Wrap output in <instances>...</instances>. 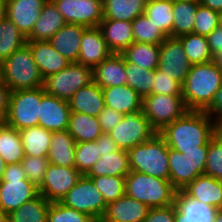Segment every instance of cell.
Wrapping results in <instances>:
<instances>
[{"label": "cell", "mask_w": 222, "mask_h": 222, "mask_svg": "<svg viewBox=\"0 0 222 222\" xmlns=\"http://www.w3.org/2000/svg\"><path fill=\"white\" fill-rule=\"evenodd\" d=\"M47 0H6V17L27 38L39 18Z\"/></svg>", "instance_id": "obj_16"}, {"label": "cell", "mask_w": 222, "mask_h": 222, "mask_svg": "<svg viewBox=\"0 0 222 222\" xmlns=\"http://www.w3.org/2000/svg\"><path fill=\"white\" fill-rule=\"evenodd\" d=\"M70 113L68 101L45 93L41 99L38 126L51 132L67 130Z\"/></svg>", "instance_id": "obj_17"}, {"label": "cell", "mask_w": 222, "mask_h": 222, "mask_svg": "<svg viewBox=\"0 0 222 222\" xmlns=\"http://www.w3.org/2000/svg\"><path fill=\"white\" fill-rule=\"evenodd\" d=\"M130 172L128 151L120 149L119 151L103 154L86 176H127Z\"/></svg>", "instance_id": "obj_30"}, {"label": "cell", "mask_w": 222, "mask_h": 222, "mask_svg": "<svg viewBox=\"0 0 222 222\" xmlns=\"http://www.w3.org/2000/svg\"><path fill=\"white\" fill-rule=\"evenodd\" d=\"M207 161H191L183 153L168 147L169 181L177 190H183L195 178L204 175Z\"/></svg>", "instance_id": "obj_15"}, {"label": "cell", "mask_w": 222, "mask_h": 222, "mask_svg": "<svg viewBox=\"0 0 222 222\" xmlns=\"http://www.w3.org/2000/svg\"><path fill=\"white\" fill-rule=\"evenodd\" d=\"M175 221V204L150 208L148 215L143 222H174Z\"/></svg>", "instance_id": "obj_51"}, {"label": "cell", "mask_w": 222, "mask_h": 222, "mask_svg": "<svg viewBox=\"0 0 222 222\" xmlns=\"http://www.w3.org/2000/svg\"><path fill=\"white\" fill-rule=\"evenodd\" d=\"M0 156L6 164H19L25 157L19 130L0 122Z\"/></svg>", "instance_id": "obj_32"}, {"label": "cell", "mask_w": 222, "mask_h": 222, "mask_svg": "<svg viewBox=\"0 0 222 222\" xmlns=\"http://www.w3.org/2000/svg\"><path fill=\"white\" fill-rule=\"evenodd\" d=\"M105 106L121 114L142 111V98L128 84L102 88Z\"/></svg>", "instance_id": "obj_26"}, {"label": "cell", "mask_w": 222, "mask_h": 222, "mask_svg": "<svg viewBox=\"0 0 222 222\" xmlns=\"http://www.w3.org/2000/svg\"><path fill=\"white\" fill-rule=\"evenodd\" d=\"M71 112L98 116L105 108L102 89L94 82L81 87L69 100Z\"/></svg>", "instance_id": "obj_27"}, {"label": "cell", "mask_w": 222, "mask_h": 222, "mask_svg": "<svg viewBox=\"0 0 222 222\" xmlns=\"http://www.w3.org/2000/svg\"><path fill=\"white\" fill-rule=\"evenodd\" d=\"M44 94L43 86L36 89L11 91L9 111L4 122L19 131L38 126L41 99Z\"/></svg>", "instance_id": "obj_7"}, {"label": "cell", "mask_w": 222, "mask_h": 222, "mask_svg": "<svg viewBox=\"0 0 222 222\" xmlns=\"http://www.w3.org/2000/svg\"><path fill=\"white\" fill-rule=\"evenodd\" d=\"M150 207L126 194L107 204L103 222H143Z\"/></svg>", "instance_id": "obj_19"}, {"label": "cell", "mask_w": 222, "mask_h": 222, "mask_svg": "<svg viewBox=\"0 0 222 222\" xmlns=\"http://www.w3.org/2000/svg\"><path fill=\"white\" fill-rule=\"evenodd\" d=\"M128 155L131 171L169 181L168 146L159 133L129 149Z\"/></svg>", "instance_id": "obj_4"}, {"label": "cell", "mask_w": 222, "mask_h": 222, "mask_svg": "<svg viewBox=\"0 0 222 222\" xmlns=\"http://www.w3.org/2000/svg\"><path fill=\"white\" fill-rule=\"evenodd\" d=\"M21 164L25 170L27 179L36 187H40L45 176V172L50 164L48 157H36L25 155Z\"/></svg>", "instance_id": "obj_47"}, {"label": "cell", "mask_w": 222, "mask_h": 222, "mask_svg": "<svg viewBox=\"0 0 222 222\" xmlns=\"http://www.w3.org/2000/svg\"><path fill=\"white\" fill-rule=\"evenodd\" d=\"M66 24L63 15L52 0H47L40 11L39 18L34 25L27 41H49Z\"/></svg>", "instance_id": "obj_25"}, {"label": "cell", "mask_w": 222, "mask_h": 222, "mask_svg": "<svg viewBox=\"0 0 222 222\" xmlns=\"http://www.w3.org/2000/svg\"><path fill=\"white\" fill-rule=\"evenodd\" d=\"M6 165H7V164L5 163V161L3 160V158L0 156V181H1L2 178H3Z\"/></svg>", "instance_id": "obj_61"}, {"label": "cell", "mask_w": 222, "mask_h": 222, "mask_svg": "<svg viewBox=\"0 0 222 222\" xmlns=\"http://www.w3.org/2000/svg\"><path fill=\"white\" fill-rule=\"evenodd\" d=\"M191 65L179 38L167 37L160 45L158 69L170 78L183 84Z\"/></svg>", "instance_id": "obj_14"}, {"label": "cell", "mask_w": 222, "mask_h": 222, "mask_svg": "<svg viewBox=\"0 0 222 222\" xmlns=\"http://www.w3.org/2000/svg\"><path fill=\"white\" fill-rule=\"evenodd\" d=\"M175 215L182 221L213 222L216 208L187 197L182 191L175 195Z\"/></svg>", "instance_id": "obj_28"}, {"label": "cell", "mask_w": 222, "mask_h": 222, "mask_svg": "<svg viewBox=\"0 0 222 222\" xmlns=\"http://www.w3.org/2000/svg\"><path fill=\"white\" fill-rule=\"evenodd\" d=\"M147 0H103V19L132 22L144 14Z\"/></svg>", "instance_id": "obj_33"}, {"label": "cell", "mask_w": 222, "mask_h": 222, "mask_svg": "<svg viewBox=\"0 0 222 222\" xmlns=\"http://www.w3.org/2000/svg\"><path fill=\"white\" fill-rule=\"evenodd\" d=\"M222 86V71L212 62L192 64L182 84V97L188 110L203 111Z\"/></svg>", "instance_id": "obj_2"}, {"label": "cell", "mask_w": 222, "mask_h": 222, "mask_svg": "<svg viewBox=\"0 0 222 222\" xmlns=\"http://www.w3.org/2000/svg\"><path fill=\"white\" fill-rule=\"evenodd\" d=\"M203 111L215 124L222 123V86L214 94L211 103Z\"/></svg>", "instance_id": "obj_52"}, {"label": "cell", "mask_w": 222, "mask_h": 222, "mask_svg": "<svg viewBox=\"0 0 222 222\" xmlns=\"http://www.w3.org/2000/svg\"><path fill=\"white\" fill-rule=\"evenodd\" d=\"M81 176L75 167L56 166L50 163L38 188L39 194L49 202H60Z\"/></svg>", "instance_id": "obj_13"}, {"label": "cell", "mask_w": 222, "mask_h": 222, "mask_svg": "<svg viewBox=\"0 0 222 222\" xmlns=\"http://www.w3.org/2000/svg\"><path fill=\"white\" fill-rule=\"evenodd\" d=\"M67 24L98 27L103 20V0H52Z\"/></svg>", "instance_id": "obj_12"}, {"label": "cell", "mask_w": 222, "mask_h": 222, "mask_svg": "<svg viewBox=\"0 0 222 222\" xmlns=\"http://www.w3.org/2000/svg\"><path fill=\"white\" fill-rule=\"evenodd\" d=\"M24 148L28 156L47 157L51 143L52 132L41 126L25 128L19 131Z\"/></svg>", "instance_id": "obj_34"}, {"label": "cell", "mask_w": 222, "mask_h": 222, "mask_svg": "<svg viewBox=\"0 0 222 222\" xmlns=\"http://www.w3.org/2000/svg\"><path fill=\"white\" fill-rule=\"evenodd\" d=\"M6 17V0H0V21Z\"/></svg>", "instance_id": "obj_60"}, {"label": "cell", "mask_w": 222, "mask_h": 222, "mask_svg": "<svg viewBox=\"0 0 222 222\" xmlns=\"http://www.w3.org/2000/svg\"><path fill=\"white\" fill-rule=\"evenodd\" d=\"M47 222H96L89 215L66 207L60 202H50Z\"/></svg>", "instance_id": "obj_45"}, {"label": "cell", "mask_w": 222, "mask_h": 222, "mask_svg": "<svg viewBox=\"0 0 222 222\" xmlns=\"http://www.w3.org/2000/svg\"><path fill=\"white\" fill-rule=\"evenodd\" d=\"M127 84L135 90L141 98L150 95L155 83V70H147L125 60Z\"/></svg>", "instance_id": "obj_41"}, {"label": "cell", "mask_w": 222, "mask_h": 222, "mask_svg": "<svg viewBox=\"0 0 222 222\" xmlns=\"http://www.w3.org/2000/svg\"><path fill=\"white\" fill-rule=\"evenodd\" d=\"M179 39L183 44L186 57L191 64L212 61V54L206 36L190 33L179 37Z\"/></svg>", "instance_id": "obj_40"}, {"label": "cell", "mask_w": 222, "mask_h": 222, "mask_svg": "<svg viewBox=\"0 0 222 222\" xmlns=\"http://www.w3.org/2000/svg\"><path fill=\"white\" fill-rule=\"evenodd\" d=\"M67 131L76 143L96 141L103 133L98 117L79 112H71Z\"/></svg>", "instance_id": "obj_31"}, {"label": "cell", "mask_w": 222, "mask_h": 222, "mask_svg": "<svg viewBox=\"0 0 222 222\" xmlns=\"http://www.w3.org/2000/svg\"><path fill=\"white\" fill-rule=\"evenodd\" d=\"M95 142L99 146L100 156L120 150V148L112 139L109 133L103 132L102 135Z\"/></svg>", "instance_id": "obj_53"}, {"label": "cell", "mask_w": 222, "mask_h": 222, "mask_svg": "<svg viewBox=\"0 0 222 222\" xmlns=\"http://www.w3.org/2000/svg\"><path fill=\"white\" fill-rule=\"evenodd\" d=\"M100 157L99 146L95 141L76 143L74 167L86 175Z\"/></svg>", "instance_id": "obj_44"}, {"label": "cell", "mask_w": 222, "mask_h": 222, "mask_svg": "<svg viewBox=\"0 0 222 222\" xmlns=\"http://www.w3.org/2000/svg\"><path fill=\"white\" fill-rule=\"evenodd\" d=\"M93 82L101 89L127 84L125 58L122 54L112 53L93 68Z\"/></svg>", "instance_id": "obj_21"}, {"label": "cell", "mask_w": 222, "mask_h": 222, "mask_svg": "<svg viewBox=\"0 0 222 222\" xmlns=\"http://www.w3.org/2000/svg\"><path fill=\"white\" fill-rule=\"evenodd\" d=\"M204 175L222 181V145L215 137L208 144Z\"/></svg>", "instance_id": "obj_48"}, {"label": "cell", "mask_w": 222, "mask_h": 222, "mask_svg": "<svg viewBox=\"0 0 222 222\" xmlns=\"http://www.w3.org/2000/svg\"><path fill=\"white\" fill-rule=\"evenodd\" d=\"M0 82H3V62L0 61Z\"/></svg>", "instance_id": "obj_64"}, {"label": "cell", "mask_w": 222, "mask_h": 222, "mask_svg": "<svg viewBox=\"0 0 222 222\" xmlns=\"http://www.w3.org/2000/svg\"><path fill=\"white\" fill-rule=\"evenodd\" d=\"M177 190L168 180L131 171L125 178V194L150 208L174 204Z\"/></svg>", "instance_id": "obj_3"}, {"label": "cell", "mask_w": 222, "mask_h": 222, "mask_svg": "<svg viewBox=\"0 0 222 222\" xmlns=\"http://www.w3.org/2000/svg\"><path fill=\"white\" fill-rule=\"evenodd\" d=\"M213 222H222V210L216 212Z\"/></svg>", "instance_id": "obj_63"}, {"label": "cell", "mask_w": 222, "mask_h": 222, "mask_svg": "<svg viewBox=\"0 0 222 222\" xmlns=\"http://www.w3.org/2000/svg\"><path fill=\"white\" fill-rule=\"evenodd\" d=\"M93 82V69L78 63H70L60 72L44 79L45 93L68 101L81 87Z\"/></svg>", "instance_id": "obj_8"}, {"label": "cell", "mask_w": 222, "mask_h": 222, "mask_svg": "<svg viewBox=\"0 0 222 222\" xmlns=\"http://www.w3.org/2000/svg\"><path fill=\"white\" fill-rule=\"evenodd\" d=\"M42 77L60 72L71 62L57 52L50 41H26Z\"/></svg>", "instance_id": "obj_20"}, {"label": "cell", "mask_w": 222, "mask_h": 222, "mask_svg": "<svg viewBox=\"0 0 222 222\" xmlns=\"http://www.w3.org/2000/svg\"><path fill=\"white\" fill-rule=\"evenodd\" d=\"M75 149L76 141L67 130L52 132L48 160L56 166L74 167Z\"/></svg>", "instance_id": "obj_29"}, {"label": "cell", "mask_w": 222, "mask_h": 222, "mask_svg": "<svg viewBox=\"0 0 222 222\" xmlns=\"http://www.w3.org/2000/svg\"><path fill=\"white\" fill-rule=\"evenodd\" d=\"M220 13L213 11L209 7L198 5L195 15L193 33L207 36L219 25Z\"/></svg>", "instance_id": "obj_46"}, {"label": "cell", "mask_w": 222, "mask_h": 222, "mask_svg": "<svg viewBox=\"0 0 222 222\" xmlns=\"http://www.w3.org/2000/svg\"><path fill=\"white\" fill-rule=\"evenodd\" d=\"M155 83L151 94L182 95V84L163 73L158 68L154 73Z\"/></svg>", "instance_id": "obj_49"}, {"label": "cell", "mask_w": 222, "mask_h": 222, "mask_svg": "<svg viewBox=\"0 0 222 222\" xmlns=\"http://www.w3.org/2000/svg\"><path fill=\"white\" fill-rule=\"evenodd\" d=\"M176 151L183 153L191 161H207L208 146H199V149Z\"/></svg>", "instance_id": "obj_56"}, {"label": "cell", "mask_w": 222, "mask_h": 222, "mask_svg": "<svg viewBox=\"0 0 222 222\" xmlns=\"http://www.w3.org/2000/svg\"><path fill=\"white\" fill-rule=\"evenodd\" d=\"M218 27H220L222 29V12L220 13V20H219Z\"/></svg>", "instance_id": "obj_66"}, {"label": "cell", "mask_w": 222, "mask_h": 222, "mask_svg": "<svg viewBox=\"0 0 222 222\" xmlns=\"http://www.w3.org/2000/svg\"><path fill=\"white\" fill-rule=\"evenodd\" d=\"M50 202L39 194L31 201L11 211L8 214L9 222H47Z\"/></svg>", "instance_id": "obj_38"}, {"label": "cell", "mask_w": 222, "mask_h": 222, "mask_svg": "<svg viewBox=\"0 0 222 222\" xmlns=\"http://www.w3.org/2000/svg\"><path fill=\"white\" fill-rule=\"evenodd\" d=\"M112 52L98 27H87L81 38L78 64L89 66L92 69L108 58Z\"/></svg>", "instance_id": "obj_18"}, {"label": "cell", "mask_w": 222, "mask_h": 222, "mask_svg": "<svg viewBox=\"0 0 222 222\" xmlns=\"http://www.w3.org/2000/svg\"><path fill=\"white\" fill-rule=\"evenodd\" d=\"M174 222H195V221H182L175 215V221Z\"/></svg>", "instance_id": "obj_65"}, {"label": "cell", "mask_w": 222, "mask_h": 222, "mask_svg": "<svg viewBox=\"0 0 222 222\" xmlns=\"http://www.w3.org/2000/svg\"><path fill=\"white\" fill-rule=\"evenodd\" d=\"M203 6L209 7L213 11L222 12V0H201Z\"/></svg>", "instance_id": "obj_57"}, {"label": "cell", "mask_w": 222, "mask_h": 222, "mask_svg": "<svg viewBox=\"0 0 222 222\" xmlns=\"http://www.w3.org/2000/svg\"><path fill=\"white\" fill-rule=\"evenodd\" d=\"M38 195V187L27 179L21 163L6 165L0 181V209L4 213L9 214Z\"/></svg>", "instance_id": "obj_6"}, {"label": "cell", "mask_w": 222, "mask_h": 222, "mask_svg": "<svg viewBox=\"0 0 222 222\" xmlns=\"http://www.w3.org/2000/svg\"><path fill=\"white\" fill-rule=\"evenodd\" d=\"M187 197L222 209V181L207 175H200L181 190Z\"/></svg>", "instance_id": "obj_22"}, {"label": "cell", "mask_w": 222, "mask_h": 222, "mask_svg": "<svg viewBox=\"0 0 222 222\" xmlns=\"http://www.w3.org/2000/svg\"><path fill=\"white\" fill-rule=\"evenodd\" d=\"M97 117L102 131L109 133L123 119L124 115L105 106Z\"/></svg>", "instance_id": "obj_50"}, {"label": "cell", "mask_w": 222, "mask_h": 222, "mask_svg": "<svg viewBox=\"0 0 222 222\" xmlns=\"http://www.w3.org/2000/svg\"><path fill=\"white\" fill-rule=\"evenodd\" d=\"M3 83L11 91L36 89L43 86L44 78L27 44L3 62Z\"/></svg>", "instance_id": "obj_5"}, {"label": "cell", "mask_w": 222, "mask_h": 222, "mask_svg": "<svg viewBox=\"0 0 222 222\" xmlns=\"http://www.w3.org/2000/svg\"><path fill=\"white\" fill-rule=\"evenodd\" d=\"M212 56L222 52V29L217 27L206 36Z\"/></svg>", "instance_id": "obj_54"}, {"label": "cell", "mask_w": 222, "mask_h": 222, "mask_svg": "<svg viewBox=\"0 0 222 222\" xmlns=\"http://www.w3.org/2000/svg\"><path fill=\"white\" fill-rule=\"evenodd\" d=\"M122 55L129 63L147 70H155L159 64L160 45L133 42L123 51Z\"/></svg>", "instance_id": "obj_36"}, {"label": "cell", "mask_w": 222, "mask_h": 222, "mask_svg": "<svg viewBox=\"0 0 222 222\" xmlns=\"http://www.w3.org/2000/svg\"><path fill=\"white\" fill-rule=\"evenodd\" d=\"M215 125L204 111L188 110L159 134L174 150L199 149V146H208L214 137Z\"/></svg>", "instance_id": "obj_1"}, {"label": "cell", "mask_w": 222, "mask_h": 222, "mask_svg": "<svg viewBox=\"0 0 222 222\" xmlns=\"http://www.w3.org/2000/svg\"><path fill=\"white\" fill-rule=\"evenodd\" d=\"M11 90L0 82V122H4L9 111V98Z\"/></svg>", "instance_id": "obj_55"}, {"label": "cell", "mask_w": 222, "mask_h": 222, "mask_svg": "<svg viewBox=\"0 0 222 222\" xmlns=\"http://www.w3.org/2000/svg\"><path fill=\"white\" fill-rule=\"evenodd\" d=\"M157 132L143 112L124 114L123 119L109 134L122 150H129L151 139Z\"/></svg>", "instance_id": "obj_11"}, {"label": "cell", "mask_w": 222, "mask_h": 222, "mask_svg": "<svg viewBox=\"0 0 222 222\" xmlns=\"http://www.w3.org/2000/svg\"><path fill=\"white\" fill-rule=\"evenodd\" d=\"M86 26L81 24H65L50 38L53 48L71 63H77L81 38Z\"/></svg>", "instance_id": "obj_24"}, {"label": "cell", "mask_w": 222, "mask_h": 222, "mask_svg": "<svg viewBox=\"0 0 222 222\" xmlns=\"http://www.w3.org/2000/svg\"><path fill=\"white\" fill-rule=\"evenodd\" d=\"M144 14L167 37H173V0H147Z\"/></svg>", "instance_id": "obj_35"}, {"label": "cell", "mask_w": 222, "mask_h": 222, "mask_svg": "<svg viewBox=\"0 0 222 222\" xmlns=\"http://www.w3.org/2000/svg\"><path fill=\"white\" fill-rule=\"evenodd\" d=\"M0 222H9L8 214L4 213L1 209H0Z\"/></svg>", "instance_id": "obj_62"}, {"label": "cell", "mask_w": 222, "mask_h": 222, "mask_svg": "<svg viewBox=\"0 0 222 222\" xmlns=\"http://www.w3.org/2000/svg\"><path fill=\"white\" fill-rule=\"evenodd\" d=\"M200 3L187 0H173V37L193 33L195 15Z\"/></svg>", "instance_id": "obj_37"}, {"label": "cell", "mask_w": 222, "mask_h": 222, "mask_svg": "<svg viewBox=\"0 0 222 222\" xmlns=\"http://www.w3.org/2000/svg\"><path fill=\"white\" fill-rule=\"evenodd\" d=\"M187 111L182 95L150 94L142 98V112L157 133Z\"/></svg>", "instance_id": "obj_9"}, {"label": "cell", "mask_w": 222, "mask_h": 222, "mask_svg": "<svg viewBox=\"0 0 222 222\" xmlns=\"http://www.w3.org/2000/svg\"><path fill=\"white\" fill-rule=\"evenodd\" d=\"M98 28L112 53L122 54L134 42L132 22L103 19Z\"/></svg>", "instance_id": "obj_23"}, {"label": "cell", "mask_w": 222, "mask_h": 222, "mask_svg": "<svg viewBox=\"0 0 222 222\" xmlns=\"http://www.w3.org/2000/svg\"><path fill=\"white\" fill-rule=\"evenodd\" d=\"M214 137L220 142L222 145V123H218L214 127Z\"/></svg>", "instance_id": "obj_58"}, {"label": "cell", "mask_w": 222, "mask_h": 222, "mask_svg": "<svg viewBox=\"0 0 222 222\" xmlns=\"http://www.w3.org/2000/svg\"><path fill=\"white\" fill-rule=\"evenodd\" d=\"M26 38L17 26L5 17L0 21V61L4 62L16 50L26 45Z\"/></svg>", "instance_id": "obj_39"}, {"label": "cell", "mask_w": 222, "mask_h": 222, "mask_svg": "<svg viewBox=\"0 0 222 222\" xmlns=\"http://www.w3.org/2000/svg\"><path fill=\"white\" fill-rule=\"evenodd\" d=\"M102 194L106 204L116 201L125 194L126 176L89 177Z\"/></svg>", "instance_id": "obj_43"}, {"label": "cell", "mask_w": 222, "mask_h": 222, "mask_svg": "<svg viewBox=\"0 0 222 222\" xmlns=\"http://www.w3.org/2000/svg\"><path fill=\"white\" fill-rule=\"evenodd\" d=\"M187 1H194V2H197V3L201 2V0H187Z\"/></svg>", "instance_id": "obj_67"}, {"label": "cell", "mask_w": 222, "mask_h": 222, "mask_svg": "<svg viewBox=\"0 0 222 222\" xmlns=\"http://www.w3.org/2000/svg\"><path fill=\"white\" fill-rule=\"evenodd\" d=\"M212 62L217 66V68L222 71V52L214 54L212 56Z\"/></svg>", "instance_id": "obj_59"}, {"label": "cell", "mask_w": 222, "mask_h": 222, "mask_svg": "<svg viewBox=\"0 0 222 222\" xmlns=\"http://www.w3.org/2000/svg\"><path fill=\"white\" fill-rule=\"evenodd\" d=\"M134 42L161 45L167 36L155 26L145 14L132 21Z\"/></svg>", "instance_id": "obj_42"}, {"label": "cell", "mask_w": 222, "mask_h": 222, "mask_svg": "<svg viewBox=\"0 0 222 222\" xmlns=\"http://www.w3.org/2000/svg\"><path fill=\"white\" fill-rule=\"evenodd\" d=\"M66 207L83 212L96 222L101 220L107 204L92 179L82 175L60 201Z\"/></svg>", "instance_id": "obj_10"}]
</instances>
